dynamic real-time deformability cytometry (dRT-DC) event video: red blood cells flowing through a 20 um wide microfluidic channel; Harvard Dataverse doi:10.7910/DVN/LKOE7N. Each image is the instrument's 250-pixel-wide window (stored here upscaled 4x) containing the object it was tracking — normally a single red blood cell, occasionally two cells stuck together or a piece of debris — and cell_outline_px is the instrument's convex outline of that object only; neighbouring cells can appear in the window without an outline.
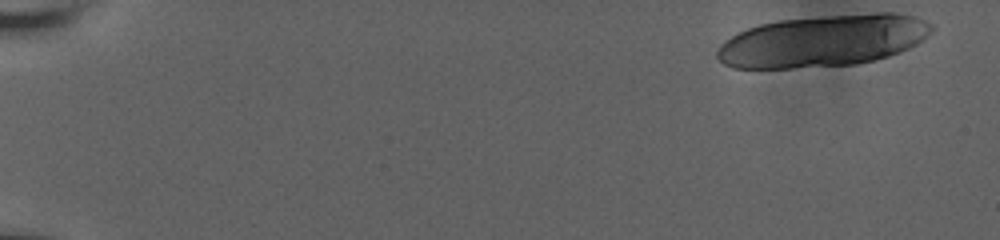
{"species": "human", "species_latin": "Homo sapiens", "temperature_condition": "room temperature", "stored_images_in_passage": 20, "camera_frame_rate_fps": 3000, "um_per_image_px": 0.085, "donor": {"sex": "male"}, "frame": {"image": 1, "passage_image": 1, "time_ms": 0.0, "image_size_px": [1000, 240], "cell_outline_px": [[936, 28], [928, 36], [916, 44], [900, 52], [888, 56], [856, 64], [792, 68], [732, 68], [724, 64], [716, 56], [716, 52], [720, 44], [724, 40], [748, 28], [760, 24], [780, 20], [880, 12], [892, 12], [916, 16], [932, 24]], "centroid_in_image_um": [69.98, 3.47], "position_along_channel_um": 15.0, "area_um2": 64.68}}